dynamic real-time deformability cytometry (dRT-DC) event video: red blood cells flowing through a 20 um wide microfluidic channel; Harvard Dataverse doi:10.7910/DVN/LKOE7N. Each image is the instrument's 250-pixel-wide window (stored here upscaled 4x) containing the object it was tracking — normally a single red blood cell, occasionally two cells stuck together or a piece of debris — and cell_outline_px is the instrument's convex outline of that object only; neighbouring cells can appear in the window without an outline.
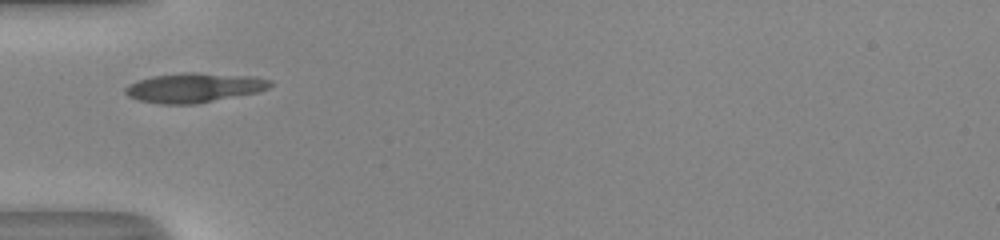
{"species": "human", "species_latin": "Homo sapiens", "temperature_condition": "room temperature", "stored_images_in_passage": 35, "camera_frame_rate_fps": 3000, "um_per_image_px": 0.085, "donor": {"sex": "male"}, "frame": {"image": 1, "passage_image": 1, "time_ms": 0.0, "image_size_px": [1000, 240], "cell_outline_px": [[272, 84], [268, 88], [256, 92], [196, 104], [160, 104], [140, 100], [128, 96], [124, 92], [124, 88], [128, 84], [152, 76], [180, 72], [196, 72], [256, 76], [272, 80]], "centroid_in_image_um": [16.5, 7.44], "position_along_channel_um": 68.5, "area_um2": 25.03}}
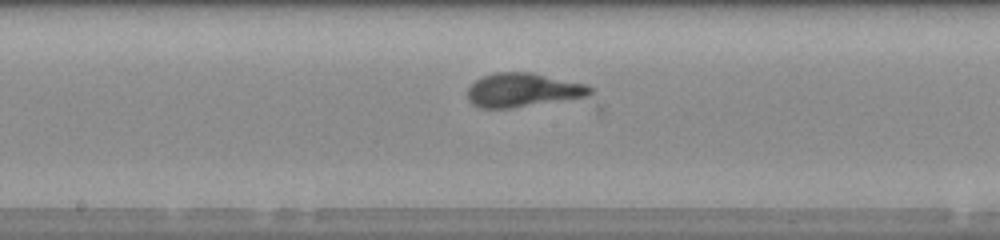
{"frame": {"image": 2, "passage_image": 11, "time_ms": 3.333, "image_size_px": [1000, 240], "cell_outline_px": [[592, 92], [588, 96], [508, 108], [480, 108], [472, 104], [468, 100], [468, 88], [476, 80], [492, 72], [532, 72], [588, 84], [592, 88]], "centroid_in_image_um": [44.44, 7.64], "position_along_channel_um": 203.8, "area_um2": 24.1}}
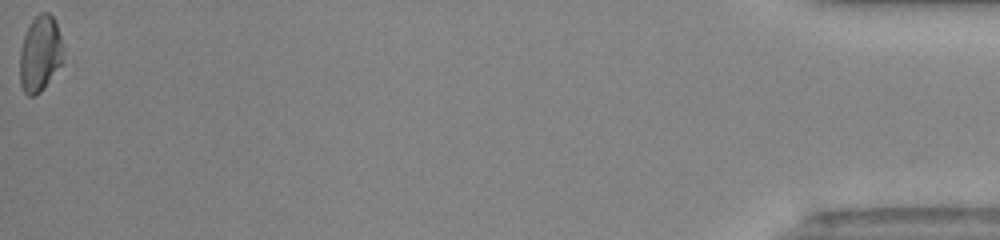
{"frame": {"image": 3, "passage_image": 35, "time_ms": 11.333, "image_size_px": [1000, 240], "cell_outline_px": [[64, 64], [44, 88], [40, 92], [32, 96], [28, 96], [24, 92], [20, 84], [20, 48], [24, 36], [32, 20], [40, 12], [48, 12], [56, 20], [64, 48]], "centroid_in_image_um": [3.45, 4.58], "position_along_channel_um": 431.8, "area_um2": 19.71}, "authors_computed_cell_mechanics": {"area_um2": 22.831, "velocity_mm_per_s": 4.0905, "shape_relaxation_time_tau1_ms": 3.0527, "shape_relaxation_time_tau2_ms": null, "deformation_change_tau1": 0.1528, "deformation_change_tau2": null}}